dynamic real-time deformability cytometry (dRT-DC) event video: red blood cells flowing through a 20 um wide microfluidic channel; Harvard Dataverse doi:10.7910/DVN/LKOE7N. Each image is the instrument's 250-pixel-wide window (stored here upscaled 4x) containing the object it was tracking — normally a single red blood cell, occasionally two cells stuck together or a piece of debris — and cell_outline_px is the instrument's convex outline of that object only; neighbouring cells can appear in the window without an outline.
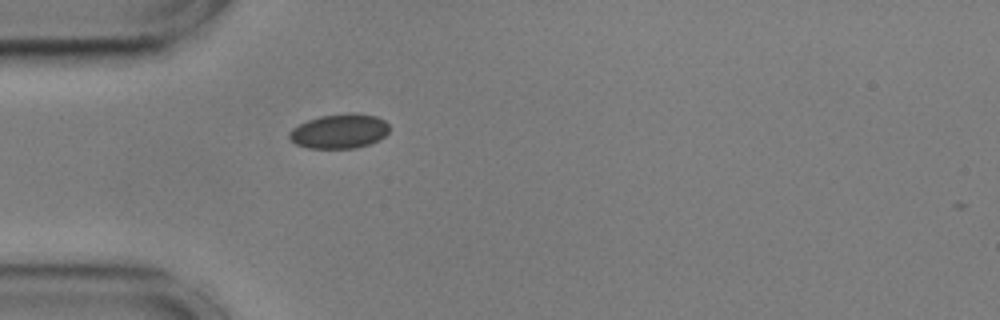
{"species": "common noctule bat (a hibernating species)", "species_latin": "Nyctalus noctula", "temperature_condition": "cold", "stored_images_in_passage": 18, "camera_frame_rate_fps": 3000, "um_per_image_px": 0.085, "animal": {"sex": "male", "body_mass_g": 17.9, "forearm_length_mm": 54.2}, "frame": {"image": 1, "passage_image": 1, "time_ms": 0.0, "image_size_px": [1000, 320], "cell_outline_px": [[388, 132], [384, 136], [368, 144], [356, 148], [308, 148], [296, 144], [288, 136], [288, 132], [292, 128], [308, 120], [320, 116], [348, 112], [356, 112], [376, 116], [384, 120], [388, 124]], "centroid_in_image_um": [28.84, 11.13], "position_along_channel_um": 56.2, "area_um2": 20.11}}